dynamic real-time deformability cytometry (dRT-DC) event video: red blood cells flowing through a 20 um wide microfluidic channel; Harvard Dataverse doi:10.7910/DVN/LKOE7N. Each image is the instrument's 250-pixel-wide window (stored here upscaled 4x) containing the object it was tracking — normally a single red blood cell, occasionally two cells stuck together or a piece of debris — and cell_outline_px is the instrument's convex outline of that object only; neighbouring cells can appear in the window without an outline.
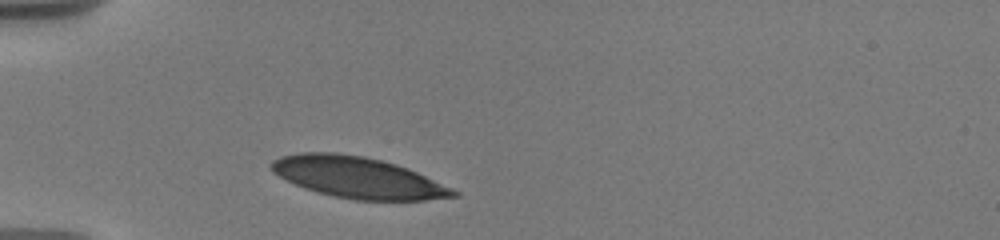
{"species": "human", "species_latin": "Homo sapiens", "temperature_condition": "warm", "stored_images_in_passage": 12, "camera_frame_rate_fps": 3000, "um_per_image_px": 0.085, "donor": {"sex": "male"}, "frame": {"image": 1, "passage_image": 1, "time_ms": 0.0, "image_size_px": [1000, 240], "cell_outline_px": [[460, 196], [424, 200], [356, 200], [332, 196], [304, 188], [272, 172], [268, 164], [272, 160], [280, 156], [300, 152], [336, 152], [364, 156], [396, 164], [408, 168], [452, 188], [460, 192]], "centroid_in_image_um": [30.4, 15.08], "position_along_channel_um": 54.6, "area_um2": 43.7}}
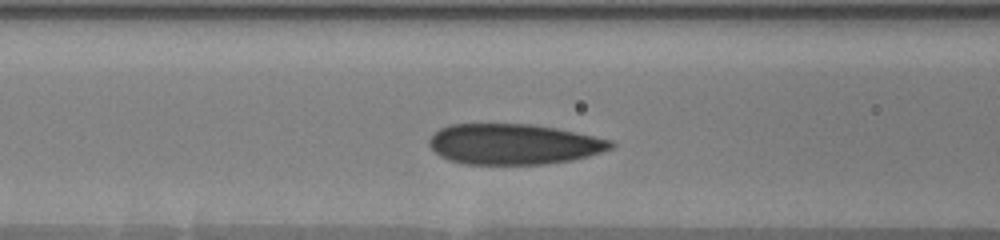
{"frame": {"image": 2, "passage_image": 7, "time_ms": 2.333, "image_size_px": [1000, 240], "cell_outline_px": [[616, 144], [612, 148], [588, 156], [572, 160], [544, 164], [464, 164], [448, 160], [440, 156], [428, 144], [428, 140], [440, 128], [452, 124], [532, 124], [556, 128], [612, 140]], "centroid_in_image_um": [43.66, 12.25], "position_along_channel_um": 122.9, "area_um2": 42.89}}
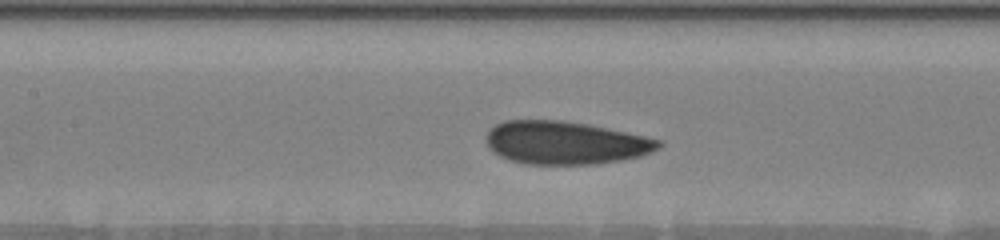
{"frame": {"image": 3, "passage_image": 11, "time_ms": 3.333, "image_size_px": [1000, 240], "cell_outline_px": [[660, 148], [652, 152], [640, 156], [600, 164], [524, 164], [508, 160], [500, 156], [488, 148], [484, 136], [488, 128], [504, 120], [564, 120], [588, 124], [644, 136], [660, 140]], "centroid_in_image_um": [47.98, 12.13], "position_along_channel_um": 159.4, "area_um2": 43.58}}